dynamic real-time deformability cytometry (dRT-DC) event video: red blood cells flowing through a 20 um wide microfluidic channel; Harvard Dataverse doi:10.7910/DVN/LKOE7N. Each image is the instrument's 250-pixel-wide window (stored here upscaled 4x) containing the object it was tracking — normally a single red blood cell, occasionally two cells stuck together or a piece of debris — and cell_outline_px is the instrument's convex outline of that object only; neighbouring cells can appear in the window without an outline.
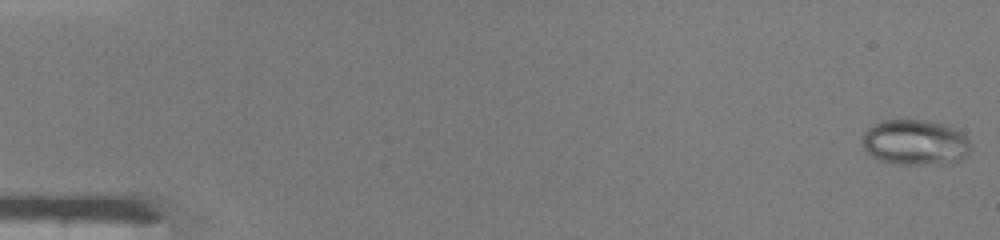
{"species": "common noctule bat (a hibernating species)", "species_latin": "Nyctalus noctula", "temperature_condition": "warm", "stored_images_in_passage": 47, "camera_frame_rate_fps": 3000, "um_per_image_px": 0.085, "animal": {"sex": "male", "body_mass_g": 19.0, "forearm_length_mm": 50.8}, "frame": {"image": 1, "passage_image": 1, "time_ms": 0.0, "image_size_px": [1000, 240], "cell_outline_px": [[972, 148], [960, 160], [940, 164], [900, 164], [876, 160], [864, 148], [864, 132], [872, 124], [880, 120], [928, 120], [952, 128], [960, 132], [968, 140]], "centroid_in_image_um": [77.76, 12.11], "position_along_channel_um": 7.2, "area_um2": 28.5}}
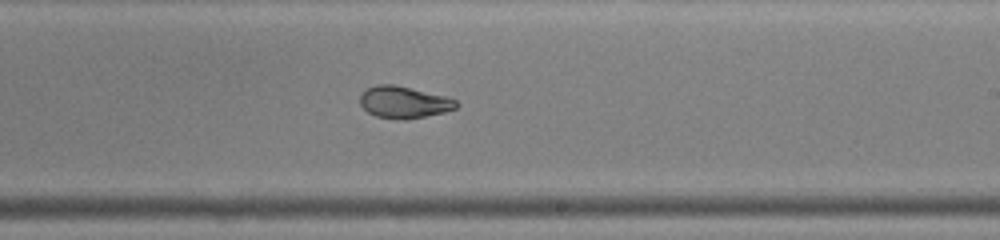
{"frame": {"image": 2, "passage_image": 29, "time_ms": 9.333, "image_size_px": [1000, 240], "cell_outline_px": [[460, 104], [456, 108], [444, 112], [404, 120], [396, 120], [376, 116], [368, 112], [360, 104], [360, 96], [368, 88], [376, 84], [392, 84], [444, 96], [456, 100]], "centroid_in_image_um": [34.32, 8.7], "position_along_channel_um": 254.7, "area_um2": 17.69}}
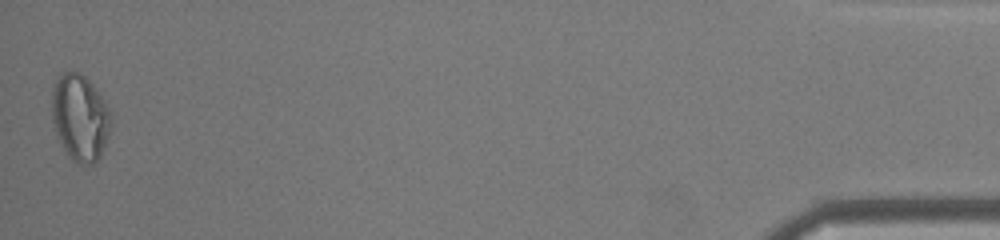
{"frame": {"image": 3, "passage_image": 47, "time_ms": 15.333, "image_size_px": [1000, 240], "cell_outline_px": [[112, 124], [104, 148], [100, 156], [92, 164], [80, 164], [72, 160], [68, 156], [56, 136], [52, 120], [52, 84], [60, 72], [80, 72], [92, 84], [104, 100], [112, 112]], "centroid_in_image_um": [6.79, 9.98], "position_along_channel_um": 428.4, "area_um2": 30.23}, "authors_computed_cell_mechanics": {"area_um2": 22.5998, "velocity_mm_per_s": 4.3381, "shape_relaxation_time_tau1_ms": null, "shape_relaxation_time_tau2_ms": 1.2681, "deformation_change_tau1": null, "deformation_change_tau2": 0.0574}}